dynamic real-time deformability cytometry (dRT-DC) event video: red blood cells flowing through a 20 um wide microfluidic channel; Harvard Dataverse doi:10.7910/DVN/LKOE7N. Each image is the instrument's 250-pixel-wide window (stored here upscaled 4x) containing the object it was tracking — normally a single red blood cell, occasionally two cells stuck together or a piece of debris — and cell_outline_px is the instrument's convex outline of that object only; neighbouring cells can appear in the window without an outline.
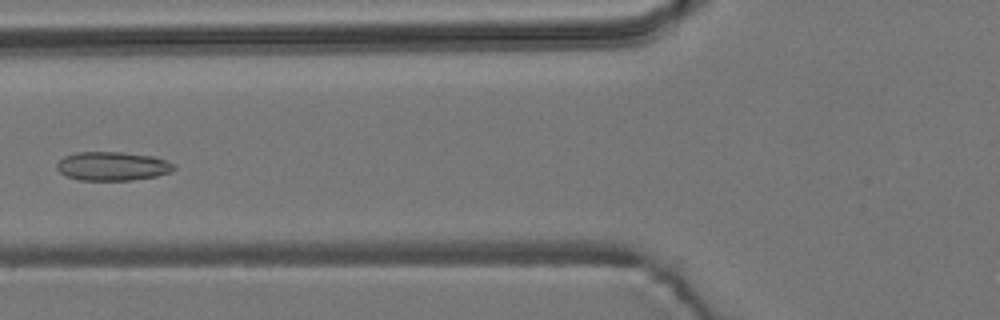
{"species": "common noctule bat (a hibernating species)", "species_latin": "Nyctalus noctula", "temperature_condition": "room temperature", "stored_images_in_passage": 6, "camera_frame_rate_fps": 3000, "um_per_image_px": 0.085, "animal": {"sex": "male", "body_mass_g": 19.2, "forearm_length_mm": 51.8}, "frame": {"image": 1, "passage_image": 5, "time_ms": 1.333, "image_size_px": [1000, 320], "cell_outline_px": [[176, 168], [172, 172], [156, 176], [132, 180], [80, 180], [68, 176], [60, 172], [56, 168], [56, 164], [64, 156], [76, 152], [124, 152], [156, 156], [176, 164]], "centroid_in_image_um": [9.61, 14.11], "position_along_channel_um": 116.2, "area_um2": 19.88}}
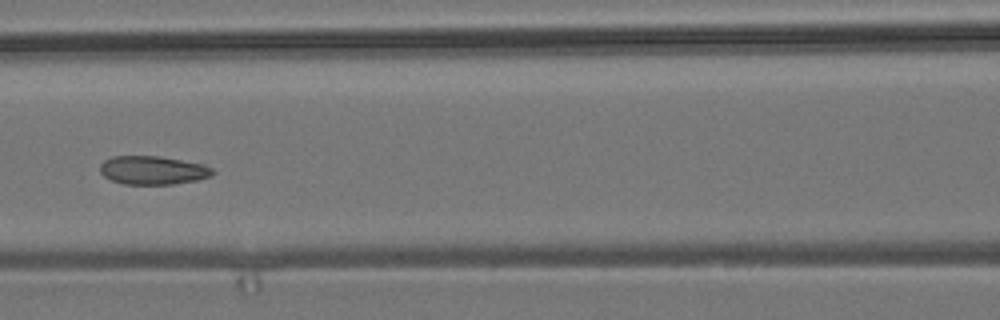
{"frame": {"image": 2, "passage_image": 6, "time_ms": 1.667, "image_size_px": [1000, 320], "cell_outline_px": [[216, 172], [212, 176], [196, 180], [172, 184], [124, 184], [112, 180], [104, 176], [100, 172], [100, 164], [104, 160], [112, 156], [160, 156], [204, 164], [212, 168]], "centroid_in_image_um": [13.0, 14.46], "position_along_channel_um": 153.6, "area_um2": 18.79}}